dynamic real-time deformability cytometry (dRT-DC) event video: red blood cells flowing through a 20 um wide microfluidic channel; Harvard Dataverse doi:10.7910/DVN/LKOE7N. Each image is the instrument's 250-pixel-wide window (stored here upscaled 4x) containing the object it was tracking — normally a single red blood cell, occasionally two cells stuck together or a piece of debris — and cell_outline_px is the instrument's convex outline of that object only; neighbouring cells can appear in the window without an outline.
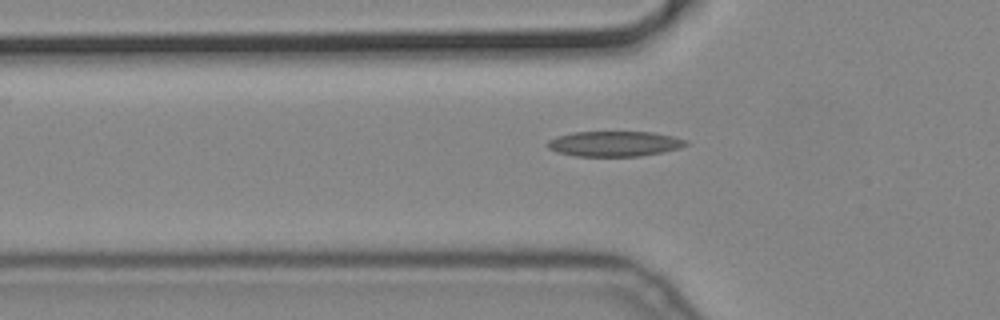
{"species": "common noctule bat (a hibernating species)", "species_latin": "Nyctalus noctula", "temperature_condition": "cold", "stored_images_in_passage": 40, "camera_frame_rate_fps": 3000, "um_per_image_px": 0.085, "animal": {"sex": "male", "body_mass_g": 19.2, "forearm_length_mm": 51.8}, "frame": {"image": 1, "passage_image": 6, "time_ms": 1.667, "image_size_px": [1000, 320], "cell_outline_px": [[688, 144], [680, 148], [664, 152], [640, 156], [576, 156], [556, 152], [548, 148], [548, 140], [556, 136], [572, 132], [652, 132], [672, 136], [688, 140]], "centroid_in_image_um": [52.23, 12.22], "position_along_channel_um": 73.6, "area_um2": 20.46}}
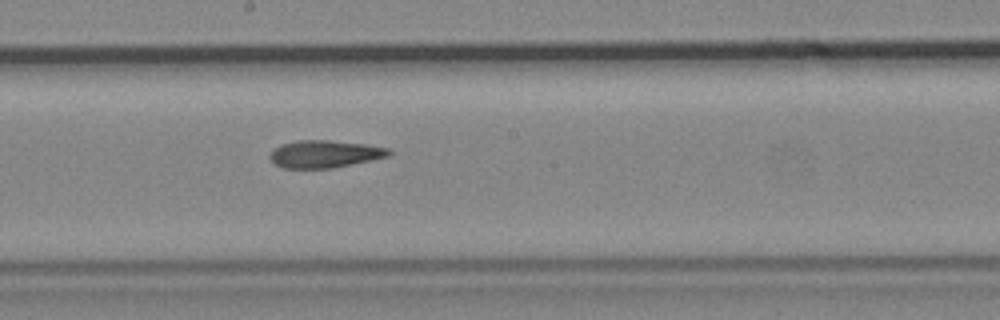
{"frame": {"image": 2, "passage_image": 18, "time_ms": 5.667, "image_size_px": [1000, 320], "cell_outline_px": [[392, 152], [388, 156], [372, 160], [332, 168], [284, 168], [276, 164], [268, 156], [280, 144], [296, 140], [328, 140], [364, 144], [388, 148]], "centroid_in_image_um": [27.59, 13.08], "position_along_channel_um": 220.6, "area_um2": 18.84}}
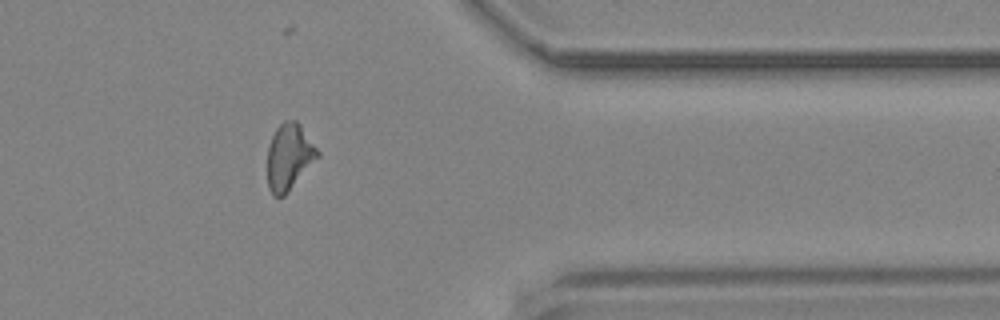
{"frame": {"image": 3, "passage_image": 33, "time_ms": 10.667, "image_size_px": [1000, 320], "cell_outline_px": [[320, 156], [284, 196], [272, 196], [268, 188], [268, 148], [272, 136], [276, 128], [284, 120], [296, 120], [300, 124], [320, 152]], "centroid_in_image_um": [24.58, 13.33], "position_along_channel_um": 386.8, "area_um2": 19.36}}